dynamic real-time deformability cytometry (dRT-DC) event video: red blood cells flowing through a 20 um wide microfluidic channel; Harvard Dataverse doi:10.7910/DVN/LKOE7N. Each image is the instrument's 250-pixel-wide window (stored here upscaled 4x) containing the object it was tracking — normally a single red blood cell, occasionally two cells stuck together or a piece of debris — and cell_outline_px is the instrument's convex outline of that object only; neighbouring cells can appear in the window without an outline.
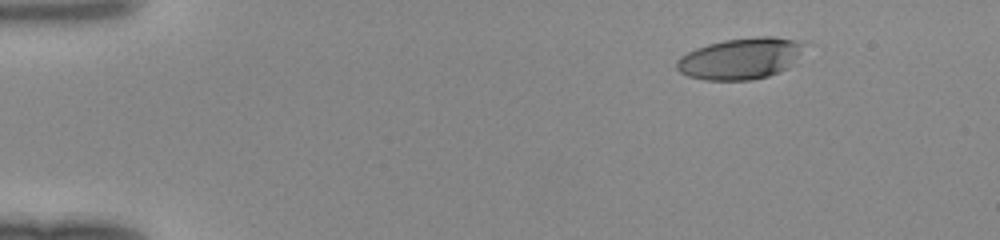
{"species": "human", "species_latin": "Homo sapiens", "temperature_condition": "room temperature", "stored_images_in_passage": 42, "camera_frame_rate_fps": 3000, "um_per_image_px": 0.085, "donor": {"sex": "female"}, "frame": {"image": 1, "passage_image": 1, "time_ms": 0.0, "image_size_px": [1000, 240], "cell_outline_px": [[812, 44], [788, 68], [780, 72], [768, 76], [752, 80], [704, 80], [688, 76], [680, 72], [676, 68], [676, 60], [680, 56], [696, 48], [708, 44], [724, 40], [756, 36], [772, 36], [812, 40]], "centroid_in_image_um": [63.09, 4.94], "position_along_channel_um": 21.9, "area_um2": 31.79}}
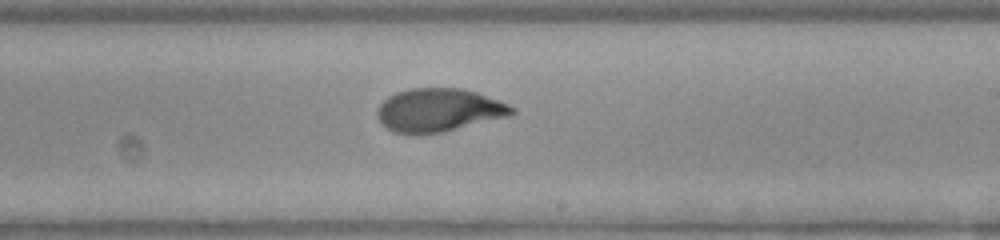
{"frame": {"image": 2, "passage_image": 24, "time_ms": 7.667, "image_size_px": [1000, 240], "cell_outline_px": [[516, 112], [508, 116], [444, 132], [420, 136], [408, 136], [392, 132], [380, 124], [376, 116], [376, 112], [380, 104], [388, 96], [396, 92], [408, 88], [464, 88], [500, 100], [516, 108]], "centroid_in_image_um": [37.24, 9.39], "position_along_channel_um": 251.8, "area_um2": 34.8}}
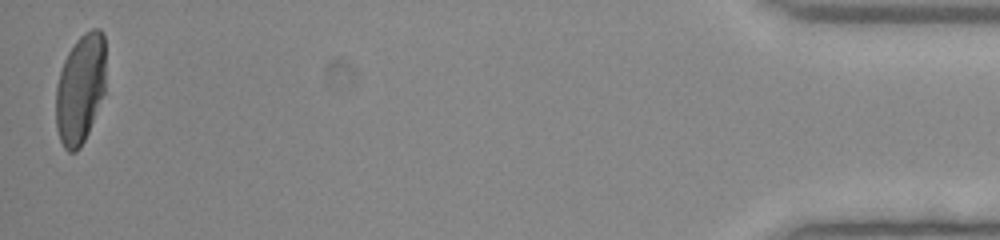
{"frame": {"image": 3, "passage_image": 42, "time_ms": 13.667, "image_size_px": [1000, 240], "cell_outline_px": [[104, 92], [88, 132], [80, 148], [76, 152], [68, 152], [64, 148], [60, 140], [56, 128], [56, 84], [64, 60], [68, 52], [76, 40], [84, 32], [92, 28], [100, 28], [104, 32]], "centroid_in_image_um": [6.81, 7.54], "position_along_channel_um": 428.4, "area_um2": 31.79}}